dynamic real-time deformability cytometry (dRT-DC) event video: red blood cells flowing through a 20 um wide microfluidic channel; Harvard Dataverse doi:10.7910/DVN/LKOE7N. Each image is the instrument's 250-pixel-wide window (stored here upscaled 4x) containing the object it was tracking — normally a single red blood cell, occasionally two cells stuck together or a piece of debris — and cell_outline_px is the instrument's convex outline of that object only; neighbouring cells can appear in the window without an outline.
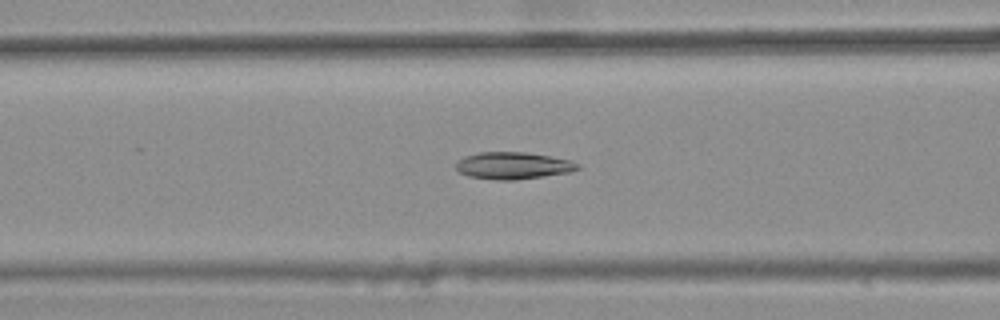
{"species": "common noctule bat (a hibernating species)", "species_latin": "Nyctalus noctula", "temperature_condition": "warm", "stored_images_in_passage": 33, "camera_frame_rate_fps": 3000, "um_per_image_px": 0.085, "animal": {"sex": "female", "body_mass_g": 25.1}, "frame": {"image": 1, "passage_image": 8, "time_ms": 2.333, "image_size_px": [1000, 320], "cell_outline_px": [[580, 168], [568, 172], [544, 176], [516, 180], [496, 180], [468, 176], [460, 172], [456, 168], [456, 164], [464, 156], [476, 152], [524, 152], [572, 160], [580, 164]], "centroid_in_image_um": [43.61, 14.07], "position_along_channel_um": 123.0, "area_um2": 19.13}}
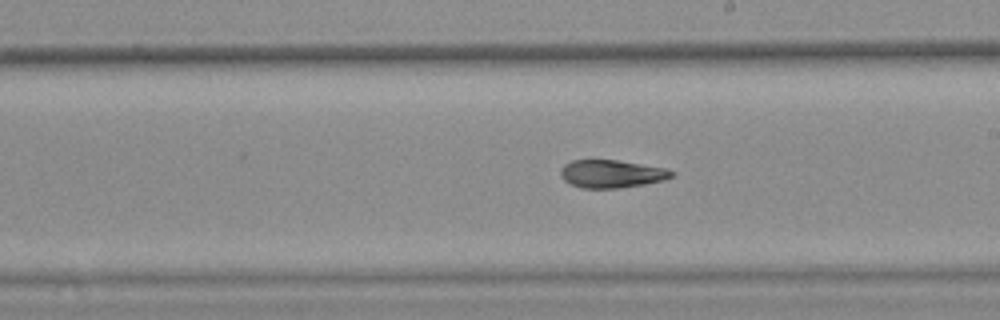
{"frame": {"image": 2, "passage_image": 17, "time_ms": 5.333, "image_size_px": [1000, 320], "cell_outline_px": [[676, 172], [672, 176], [664, 180], [644, 184], [616, 188], [580, 188], [564, 180], [560, 176], [560, 172], [564, 164], [572, 160], [616, 160], [664, 168]], "centroid_in_image_um": [51.96, 14.77], "position_along_channel_um": 237.0, "area_um2": 17.86}}
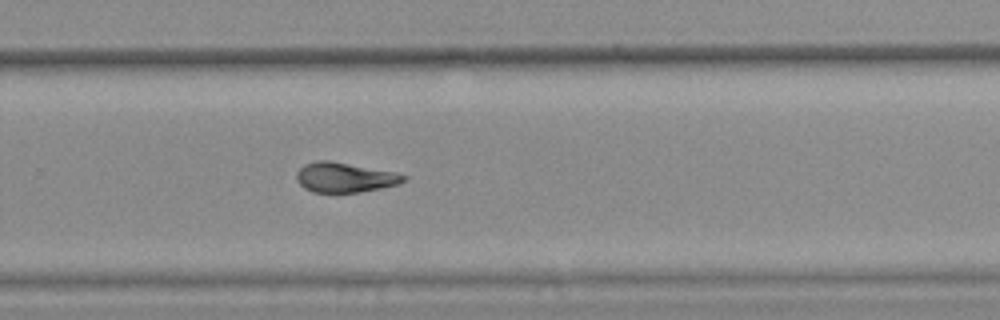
{"frame": {"image": 3, "passage_image": 22, "time_ms": 7.0, "image_size_px": [1000, 320], "cell_outline_px": [[408, 176], [400, 184], [360, 192], [312, 192], [304, 188], [296, 180], [296, 172], [304, 164], [316, 160], [328, 160], [396, 172]], "centroid_in_image_um": [29.29, 15.07], "position_along_channel_um": 300.5, "area_um2": 18.67}, "authors_computed_cell_mechanics": {"area_um2": 18.8428, "velocity_mm_per_s": 3.8091, "shape_relaxation_time_tau1_ms": null, "shape_relaxation_time_tau2_ms": 5.3316, "deformation_change_tau1": null, "deformation_change_tau2": 0.1218}}